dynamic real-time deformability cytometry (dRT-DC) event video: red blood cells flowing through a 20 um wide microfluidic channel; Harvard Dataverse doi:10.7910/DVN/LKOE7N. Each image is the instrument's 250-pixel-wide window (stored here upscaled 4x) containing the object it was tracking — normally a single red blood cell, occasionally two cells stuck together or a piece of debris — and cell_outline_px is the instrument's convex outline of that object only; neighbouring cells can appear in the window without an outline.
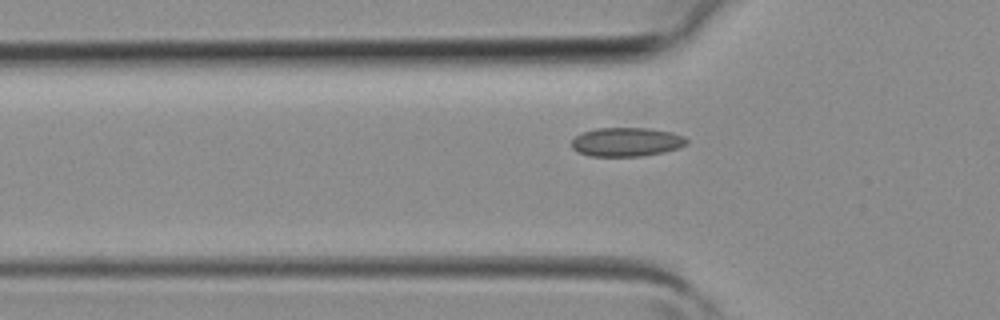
{"species": "common noctule bat (a hibernating species)", "species_latin": "Nyctalus noctula", "temperature_condition": "room temperature", "stored_images_in_passage": 4, "camera_frame_rate_fps": 3000, "um_per_image_px": 0.085, "animal": {"sex": "female", "body_mass_g": 19.3, "forearm_length_mm": 54.1}, "frame": {"image": 1, "passage_image": 4, "time_ms": 1.0, "image_size_px": [1000, 320], "cell_outline_px": [[688, 144], [680, 148], [664, 152], [640, 156], [588, 156], [576, 152], [572, 148], [572, 140], [576, 136], [584, 132], [596, 128], [648, 128], [672, 132], [684, 136], [688, 140]], "centroid_in_image_um": [53.27, 12.07], "position_along_channel_um": 72.5, "area_um2": 19.54}}